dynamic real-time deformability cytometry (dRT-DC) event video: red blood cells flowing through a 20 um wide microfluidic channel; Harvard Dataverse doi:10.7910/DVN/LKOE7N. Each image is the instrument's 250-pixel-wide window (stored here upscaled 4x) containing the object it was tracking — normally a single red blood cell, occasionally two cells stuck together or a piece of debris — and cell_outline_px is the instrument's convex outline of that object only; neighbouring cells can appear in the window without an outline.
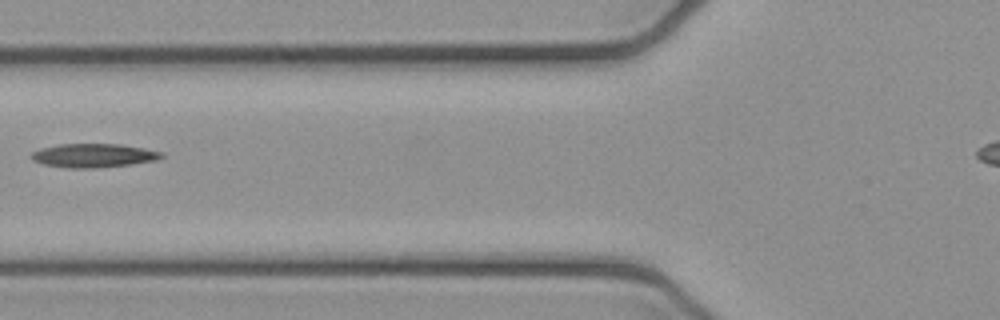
{"species": "common noctule bat (a hibernating species)", "species_latin": "Nyctalus noctula", "temperature_condition": "cold", "stored_images_in_passage": 3, "camera_frame_rate_fps": 3000, "um_per_image_px": 0.085, "animal": {"sex": "female", "body_mass_g": 21.9}, "frame": {"image": 1, "passage_image": 3, "time_ms": 0.667, "image_size_px": [1000, 320], "cell_outline_px": [[164, 156], [156, 160], [132, 164], [96, 168], [68, 168], [44, 164], [32, 160], [32, 152], [40, 148], [60, 144], [120, 144], [144, 148], [164, 152]], "centroid_in_image_um": [7.97, 13.21], "position_along_channel_um": 117.8, "area_um2": 18.03}}